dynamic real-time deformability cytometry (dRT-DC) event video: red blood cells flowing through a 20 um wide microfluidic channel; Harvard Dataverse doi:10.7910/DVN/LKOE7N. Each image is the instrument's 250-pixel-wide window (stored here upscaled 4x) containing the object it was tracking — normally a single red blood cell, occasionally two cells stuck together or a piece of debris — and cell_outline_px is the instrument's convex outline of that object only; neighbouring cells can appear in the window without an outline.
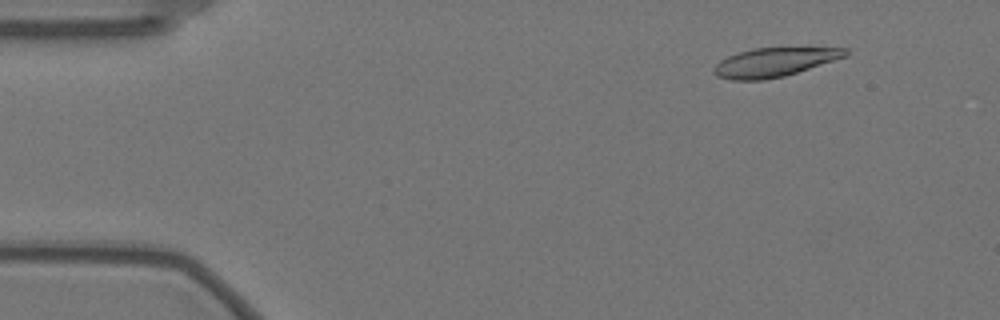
{"species": "Egyptian fruit bat (a non-hibernating species)", "species_latin": "Rousettus aegyptiacus", "temperature_condition": "warm", "stored_images_in_passage": 17, "camera_frame_rate_fps": 3000, "um_per_image_px": 0.085, "animal": {"sex": "female"}, "frame": {"image": 1, "passage_image": 2, "time_ms": 0.333, "image_size_px": [1000, 320], "cell_outline_px": [[848, 56], [784, 76], [764, 80], [732, 80], [716, 76], [712, 72], [712, 68], [720, 60], [728, 56], [752, 48], [848, 48]], "centroid_in_image_um": [65.78, 5.3], "position_along_channel_um": 19.2, "area_um2": 22.08}}
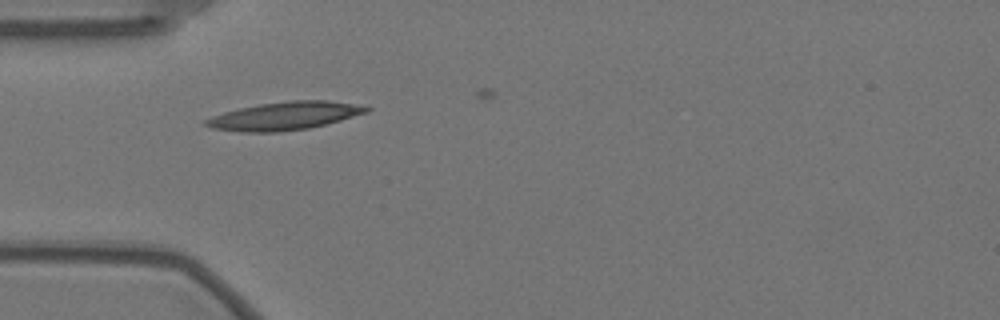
{"frame": {"image": 2, "passage_image": 13, "time_ms": 4.0, "image_size_px": [1000, 320], "cell_outline_px": [[372, 108], [368, 112], [340, 120], [308, 128], [276, 132], [240, 132], [212, 128], [204, 124], [204, 120], [212, 116], [224, 112], [240, 108], [260, 104], [288, 100], [328, 100], [356, 104]], "centroid_in_image_um": [24.18, 9.85], "position_along_channel_um": 60.8, "area_um2": 26.13}}
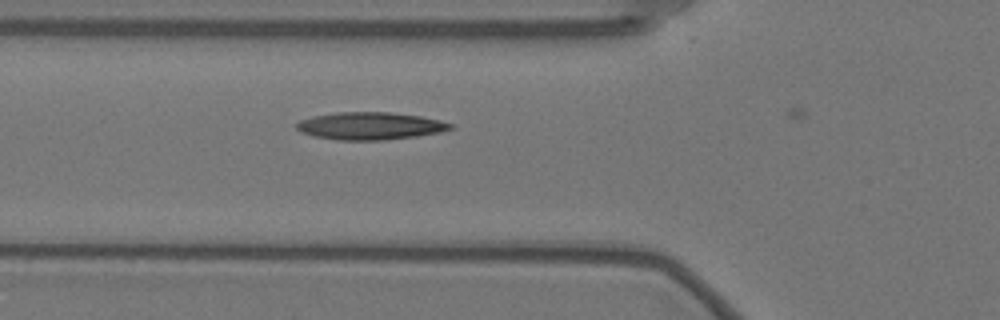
{"frame": {"image": 3, "passage_image": 16, "time_ms": 5.0, "image_size_px": [1000, 320], "cell_outline_px": [[456, 128], [440, 132], [416, 136], [384, 140], [336, 140], [312, 136], [300, 132], [296, 128], [296, 124], [300, 120], [312, 116], [336, 112], [388, 112], [420, 116], [440, 120], [452, 124]], "centroid_in_image_um": [31.44, 10.7], "position_along_channel_um": 94.4, "area_um2": 24.8}}